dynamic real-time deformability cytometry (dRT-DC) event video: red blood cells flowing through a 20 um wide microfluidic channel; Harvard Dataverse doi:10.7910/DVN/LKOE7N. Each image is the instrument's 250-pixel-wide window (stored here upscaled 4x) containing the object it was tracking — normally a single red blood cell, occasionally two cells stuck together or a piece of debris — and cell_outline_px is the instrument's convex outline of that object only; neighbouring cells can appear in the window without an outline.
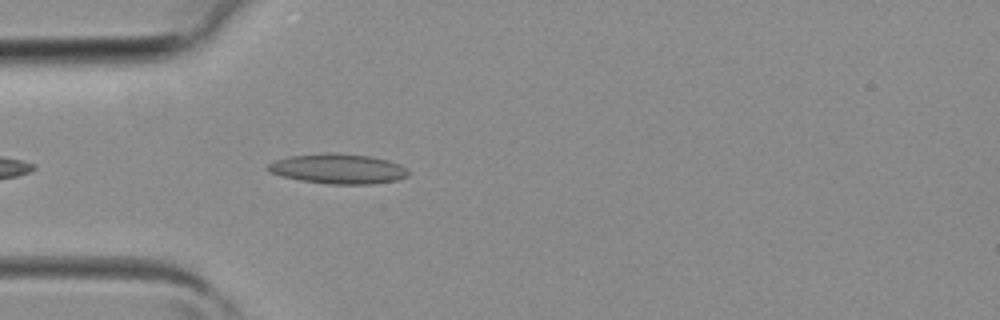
{"species": "common noctule bat (a hibernating species)", "species_latin": "Nyctalus noctula", "temperature_condition": "room temperature", "stored_images_in_passage": 3, "camera_frame_rate_fps": 3000, "um_per_image_px": 0.085, "animal": {"sex": "female", "body_mass_g": 19.3, "forearm_length_mm": 54.1}, "frame": {"image": 1, "passage_image": 3, "time_ms": 0.667, "image_size_px": [1000, 320], "cell_outline_px": [[408, 176], [396, 180], [372, 184], [328, 184], [300, 180], [268, 172], [268, 164], [276, 160], [288, 156], [324, 152], [328, 152], [368, 156], [388, 160], [400, 164], [408, 168]], "centroid_in_image_um": [28.75, 14.34], "position_along_channel_um": 56.3, "area_um2": 24.51}}